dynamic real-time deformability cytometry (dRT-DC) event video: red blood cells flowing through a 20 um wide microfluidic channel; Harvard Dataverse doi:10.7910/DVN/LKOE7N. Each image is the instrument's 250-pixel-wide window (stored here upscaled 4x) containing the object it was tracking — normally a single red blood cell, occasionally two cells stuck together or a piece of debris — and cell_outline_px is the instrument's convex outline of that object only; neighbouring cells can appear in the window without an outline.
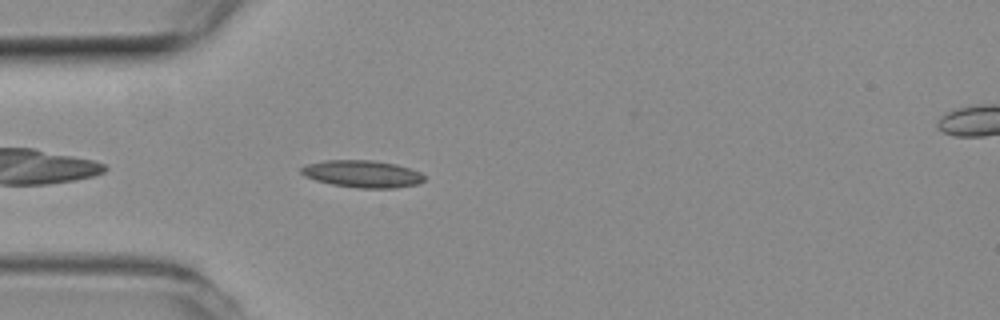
{"species": "common noctule bat (a hibernating species)", "species_latin": "Nyctalus noctula", "temperature_condition": "room temperature", "stored_images_in_passage": 26, "camera_frame_rate_fps": 3000, "um_per_image_px": 0.085, "animal": {"sex": "female", "body_mass_g": 19.3, "forearm_length_mm": 54.1}, "frame": {"image": 1, "passage_image": 3, "time_ms": 0.667, "image_size_px": [1000, 320], "cell_outline_px": [[424, 180], [416, 184], [392, 188], [360, 188], [332, 184], [316, 180], [304, 176], [300, 172], [300, 168], [304, 164], [324, 160], [372, 160], [396, 164], [420, 172], [424, 176]], "centroid_in_image_um": [30.74, 14.77], "position_along_channel_um": 54.3, "area_um2": 19.42}}
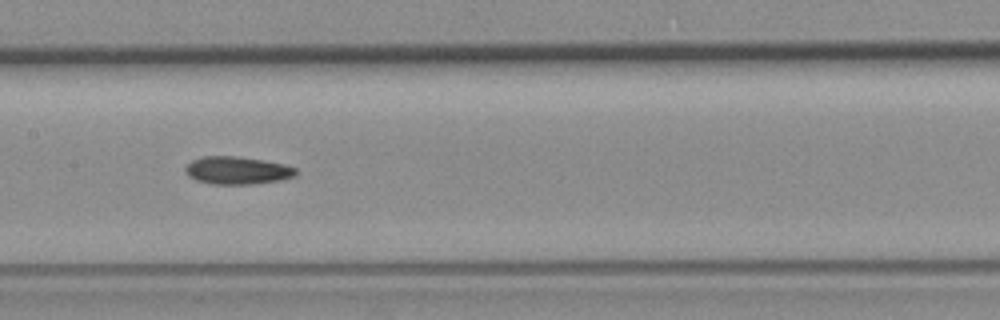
{"frame": {"image": 2, "passage_image": 14, "time_ms": 4.333, "image_size_px": [1000, 320], "cell_outline_px": [[296, 176], [280, 180], [252, 184], [212, 184], [196, 180], [188, 176], [184, 172], [184, 168], [192, 160], [204, 156], [236, 156], [264, 160], [284, 164], [296, 168]], "centroid_in_image_um": [20.15, 14.48], "position_along_channel_um": 187.3, "area_um2": 17.92}}
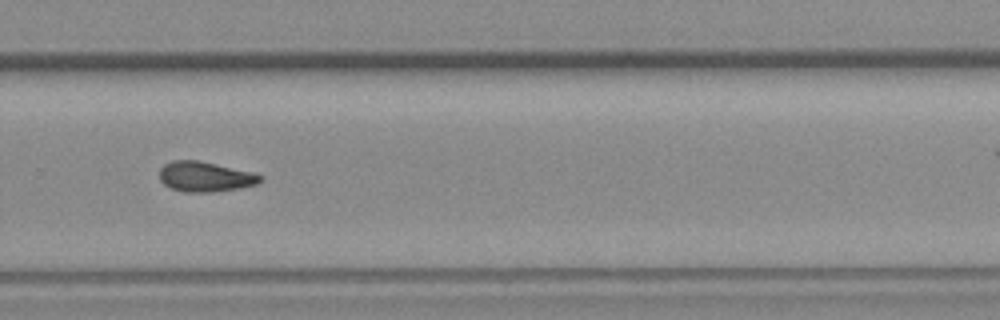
{"frame": {"image": 3, "passage_image": 24, "time_ms": 7.667, "image_size_px": [1000, 320], "cell_outline_px": [[264, 180], [256, 184], [240, 188], [216, 192], [184, 192], [172, 188], [164, 184], [160, 180], [160, 168], [164, 164], [172, 160], [200, 160], [252, 172], [264, 176]], "centroid_in_image_um": [17.46, 15.01], "position_along_channel_um": 312.3, "area_um2": 17.86}}